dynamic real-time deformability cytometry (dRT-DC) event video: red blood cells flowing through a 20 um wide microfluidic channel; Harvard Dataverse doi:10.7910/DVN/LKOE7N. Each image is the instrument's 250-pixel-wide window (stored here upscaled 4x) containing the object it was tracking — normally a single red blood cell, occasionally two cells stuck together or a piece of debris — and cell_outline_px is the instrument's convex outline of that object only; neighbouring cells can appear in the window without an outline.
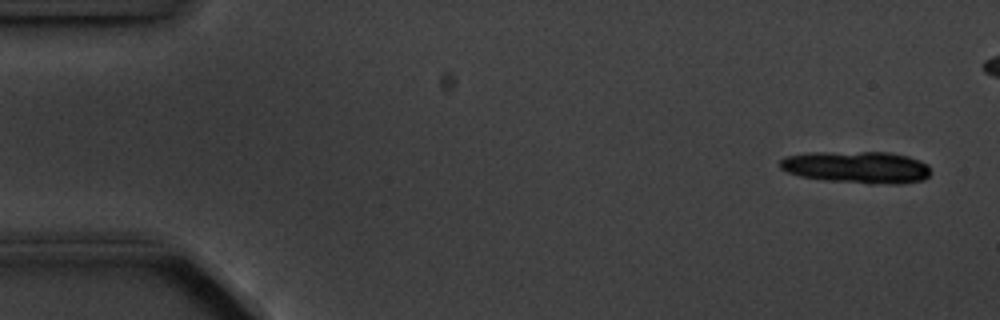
{"species": "common noctule bat (a hibernating species)", "species_latin": "Nyctalus noctula", "temperature_condition": "cold", "stored_images_in_passage": 9, "camera_frame_rate_fps": 3000, "um_per_image_px": 0.085, "animal": {"sex": "male", "body_mass_g": 20.1, "forearm_length_mm": 53.5}, "frame": {"image": 1, "passage_image": 1, "time_ms": 0.0, "image_size_px": [1000, 320], "cell_outline_px": [[928, 176], [924, 180], [904, 184], [868, 184], [824, 180], [800, 176], [788, 172], [780, 168], [780, 160], [784, 156], [804, 152], [888, 152], [908, 156], [920, 160], [928, 164]], "centroid_in_image_um": [72.82, 14.21], "position_along_channel_um": 12.2, "area_um2": 28.55}}